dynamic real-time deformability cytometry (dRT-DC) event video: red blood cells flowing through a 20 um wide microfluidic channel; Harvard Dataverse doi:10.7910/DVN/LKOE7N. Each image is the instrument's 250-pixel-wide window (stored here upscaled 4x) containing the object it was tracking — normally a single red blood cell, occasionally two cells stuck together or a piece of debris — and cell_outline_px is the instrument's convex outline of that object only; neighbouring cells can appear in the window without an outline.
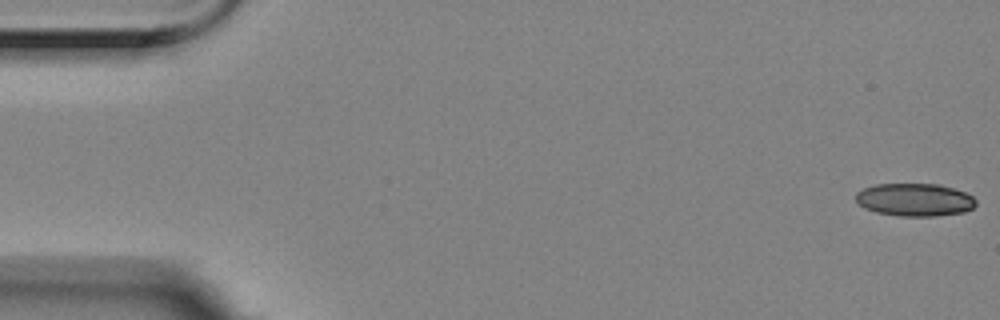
{"species": "Egyptian fruit bat (a non-hibernating species)", "species_latin": "Rousettus aegyptiacus", "temperature_condition": "room temperature", "stored_images_in_passage": 8, "camera_frame_rate_fps": 3000, "um_per_image_px": 0.085, "animal": {"sex": "female"}, "frame": {"image": 1, "passage_image": 1, "time_ms": 0.0, "image_size_px": [1000, 320], "cell_outline_px": [[976, 204], [972, 208], [964, 212], [936, 216], [900, 216], [876, 212], [864, 208], [856, 200], [856, 192], [864, 188], [876, 184], [940, 184], [964, 192], [972, 196], [976, 200]], "centroid_in_image_um": [77.75, 16.98], "position_along_channel_um": 7.2, "area_um2": 22.95}}